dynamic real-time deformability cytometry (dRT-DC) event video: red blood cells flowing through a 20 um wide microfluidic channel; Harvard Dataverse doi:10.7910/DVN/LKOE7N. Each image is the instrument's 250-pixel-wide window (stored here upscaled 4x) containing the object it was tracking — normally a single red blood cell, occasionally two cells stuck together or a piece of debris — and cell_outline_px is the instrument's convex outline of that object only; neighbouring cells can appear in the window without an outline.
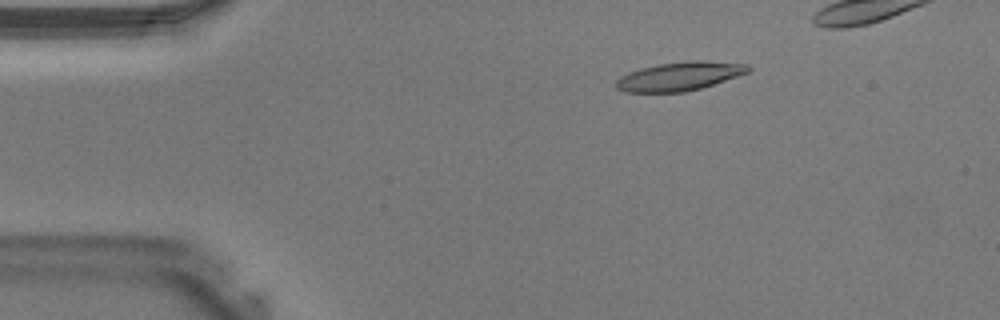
{"species": "Egyptian fruit bat (a non-hibernating species)", "species_latin": "Rousettus aegyptiacus", "temperature_condition": "warm", "stored_images_in_passage": 36, "camera_frame_rate_fps": 3000, "um_per_image_px": 0.085, "animal": {"sex": "male"}, "frame": {"image": 1, "passage_image": 7, "time_ms": 2.0, "image_size_px": [1000, 320], "cell_outline_px": [[752, 68], [748, 72], [700, 88], [684, 92], [624, 92], [616, 88], [616, 80], [620, 76], [628, 72], [640, 68], [660, 64], [688, 60], [700, 60], [748, 64]], "centroid_in_image_um": [57.73, 6.47], "position_along_channel_um": 27.3, "area_um2": 21.96}}
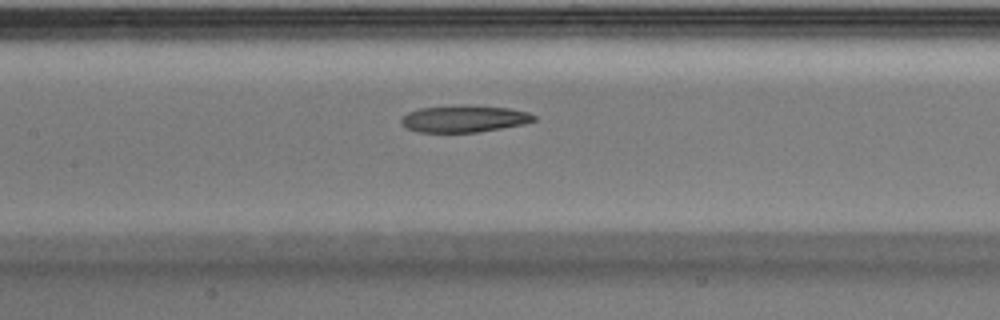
{"frame": {"image": 2, "passage_image": 19, "time_ms": 6.0, "image_size_px": [1000, 320], "cell_outline_px": [[536, 120], [524, 124], [476, 132], [416, 132], [400, 124], [400, 120], [408, 112], [420, 108], [460, 104], [468, 104], [508, 108], [528, 112], [536, 116]], "centroid_in_image_um": [39.44, 10.08], "position_along_channel_um": 168.0, "area_um2": 20.98}}
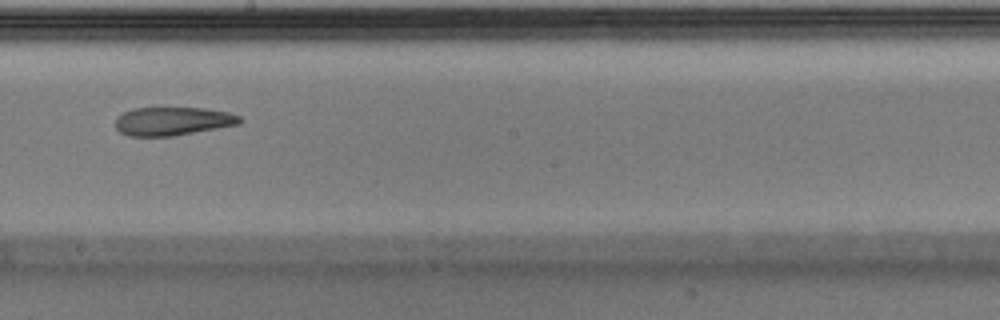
{"frame": {"image": 3, "passage_image": 23, "time_ms": 7.333, "image_size_px": [1000, 320], "cell_outline_px": [[244, 120], [240, 124], [172, 136], [128, 136], [120, 132], [116, 128], [116, 116], [132, 108], [204, 108], [228, 112], [240, 116]], "centroid_in_image_um": [14.68, 10.3], "position_along_channel_um": 233.5, "area_um2": 20.63}}